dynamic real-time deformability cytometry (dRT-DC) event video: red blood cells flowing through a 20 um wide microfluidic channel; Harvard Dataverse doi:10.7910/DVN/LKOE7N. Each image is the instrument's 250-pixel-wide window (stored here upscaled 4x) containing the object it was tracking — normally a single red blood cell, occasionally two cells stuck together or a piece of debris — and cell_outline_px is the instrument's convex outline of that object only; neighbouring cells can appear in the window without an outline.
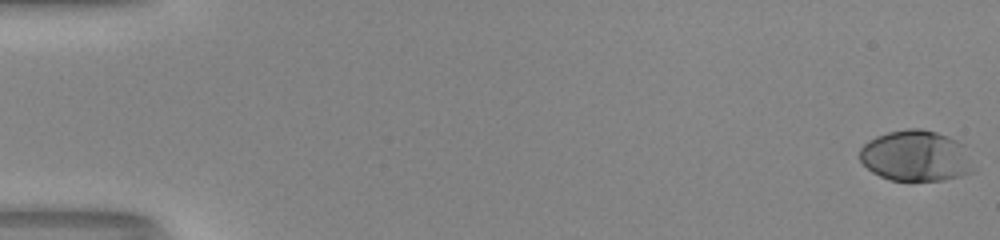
{"species": "human", "species_latin": "Homo sapiens", "temperature_condition": "room temperature", "stored_images_in_passage": 53, "camera_frame_rate_fps": 3000, "um_per_image_px": 0.085, "donor": {"sex": "male"}, "frame": {"image": 1, "passage_image": 1, "time_ms": 0.0, "image_size_px": [1000, 240], "cell_outline_px": [[972, 172], [960, 176], [944, 180], [892, 180], [880, 176], [872, 172], [860, 160], [860, 148], [868, 140], [876, 136], [888, 132], [908, 128], [920, 128], [936, 132], [948, 136], [964, 144]], "centroid_in_image_um": [77.81, 13.24], "position_along_channel_um": 7.2, "area_um2": 33.41}}
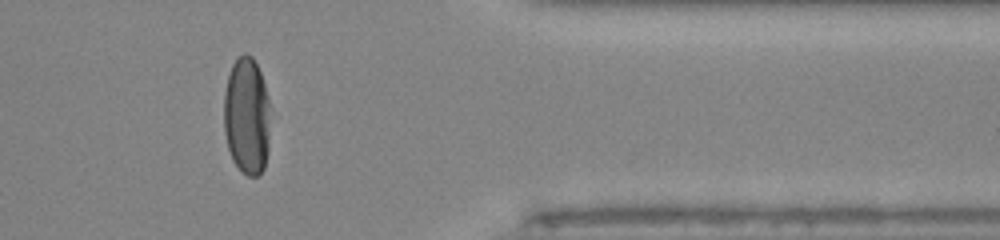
{"frame": {"image": 2, "passage_image": 44, "time_ms": 14.333, "image_size_px": [1000, 240], "cell_outline_px": [[268, 152], [264, 168], [256, 176], [248, 176], [232, 160], [228, 148], [224, 132], [224, 92], [228, 76], [232, 64], [244, 52], [252, 56], [260, 72], [264, 84], [268, 100]], "centroid_in_image_um": [20.95, 9.86], "position_along_channel_um": 390.4, "area_um2": 31.44}}
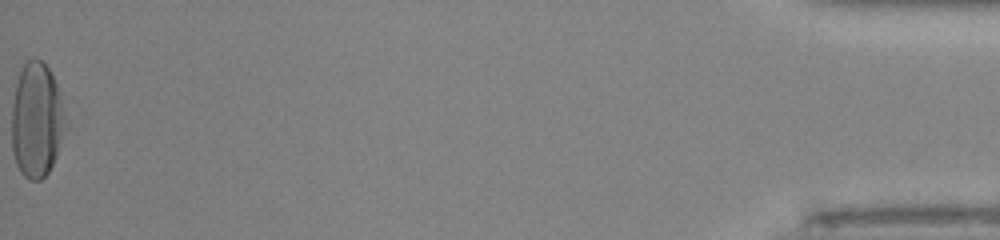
{"frame": {"image": 3, "passage_image": 53, "time_ms": 17.333, "image_size_px": [1000, 240], "cell_outline_px": [[68, 124], [56, 156], [48, 172], [40, 180], [28, 180], [20, 172], [16, 164], [12, 152], [12, 108], [16, 84], [20, 72], [24, 64], [32, 56], [40, 60], [52, 72], [68, 120]], "centroid_in_image_um": [3.13, 10.22], "position_along_channel_um": 432.1, "area_um2": 36.36}, "authors_computed_cell_mechanics": {"area_um2": 33.9286, "velocity_mm_per_s": 4.1203, "shape_relaxation_time_tau1_ms": 3.4164, "shape_relaxation_time_tau2_ms": null, "deformation_change_tau1": 0.1981, "deformation_change_tau2": null}}